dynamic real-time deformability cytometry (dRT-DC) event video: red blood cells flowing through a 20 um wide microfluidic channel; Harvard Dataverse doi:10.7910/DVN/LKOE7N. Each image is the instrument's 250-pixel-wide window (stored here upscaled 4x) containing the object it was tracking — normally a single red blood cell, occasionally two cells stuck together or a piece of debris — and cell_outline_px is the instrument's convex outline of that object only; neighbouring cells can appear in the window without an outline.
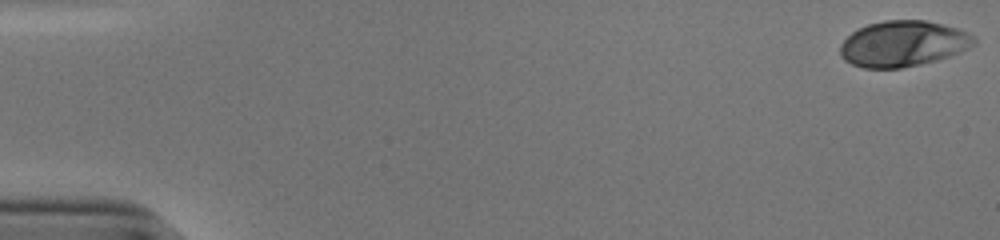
{"species": "human", "species_latin": "Homo sapiens", "temperature_condition": "cold", "stored_images_in_passage": 43, "camera_frame_rate_fps": 3000, "um_per_image_px": 0.085, "donor": {"sex": "male"}, "frame": {"image": 1, "passage_image": 1, "time_ms": 0.0, "image_size_px": [1000, 240], "cell_outline_px": [[976, 44], [960, 52], [936, 60], [920, 64], [900, 68], [864, 68], [852, 64], [844, 60], [840, 56], [840, 44], [852, 32], [868, 24], [884, 20], [924, 20], [944, 24], [956, 28], [976, 36]], "centroid_in_image_um": [76.76, 3.71], "position_along_channel_um": 8.2, "area_um2": 35.72}}
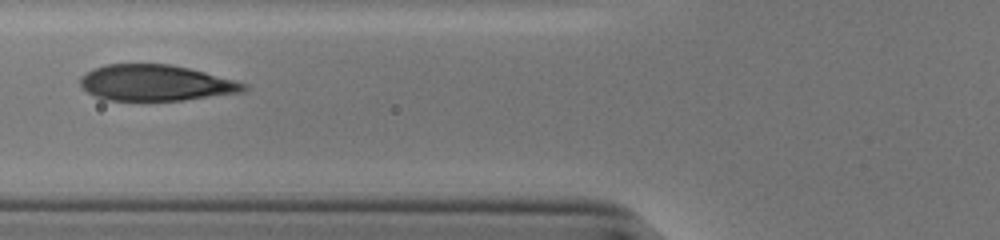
{"frame": {"image": 2, "passage_image": 22, "time_ms": 7.0, "image_size_px": [1000, 240], "cell_outline_px": [[248, 88], [244, 92], [184, 100], [104, 100], [88, 92], [80, 84], [80, 76], [92, 68], [104, 64], [172, 64], [204, 72], [248, 84]], "centroid_in_image_um": [13.22, 7.04], "position_along_channel_um": 112.6, "area_um2": 34.28}}
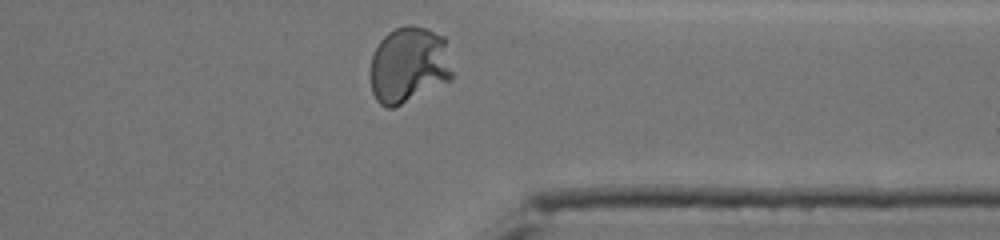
{"frame": {"image": 3, "passage_image": 43, "time_ms": 14.0, "image_size_px": [1000, 240], "cell_outline_px": [[452, 80], [392, 108], [388, 108], [380, 104], [376, 100], [372, 92], [372, 56], [380, 40], [388, 32], [396, 28], [408, 24], [412, 24], [424, 28], [444, 36], [452, 72]], "centroid_in_image_um": [34.76, 5.51], "position_along_channel_um": 376.6, "area_um2": 36.18}, "authors_computed_cell_mechanics": {"area_um2": 34.8534, "velocity_mm_per_s": 3.8216, "shape_relaxation_time_tau1_ms": 4.4744, "shape_relaxation_time_tau2_ms": null, "deformation_change_tau1": 0.23, "deformation_change_tau2": null}}